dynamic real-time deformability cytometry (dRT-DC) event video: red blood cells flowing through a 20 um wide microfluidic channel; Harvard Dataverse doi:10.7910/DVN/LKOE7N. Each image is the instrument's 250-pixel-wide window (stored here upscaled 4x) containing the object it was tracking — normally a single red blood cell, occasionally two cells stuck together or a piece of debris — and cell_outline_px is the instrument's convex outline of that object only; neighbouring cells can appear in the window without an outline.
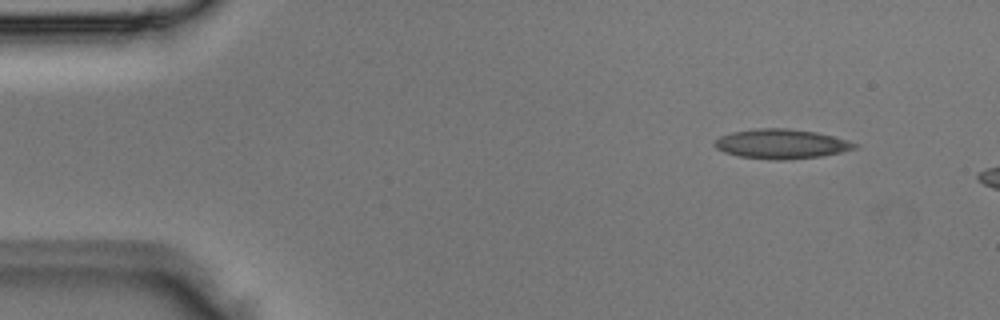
{"species": "Egyptian fruit bat (a non-hibernating species)", "species_latin": "Rousettus aegyptiacus", "temperature_condition": "room temperature", "stored_images_in_passage": 3, "camera_frame_rate_fps": 3000, "um_per_image_px": 0.085, "animal": {"sex": "male"}, "frame": {"image": 1, "passage_image": 1, "time_ms": 0.0, "image_size_px": [1000, 320], "cell_outline_px": [[860, 144], [856, 148], [840, 152], [820, 156], [784, 160], [768, 160], [736, 156], [724, 152], [716, 148], [712, 144], [720, 136], [732, 132], [756, 128], [788, 128], [816, 132], [848, 140]], "centroid_in_image_um": [66.38, 12.23], "position_along_channel_um": 18.6, "area_um2": 24.28}}